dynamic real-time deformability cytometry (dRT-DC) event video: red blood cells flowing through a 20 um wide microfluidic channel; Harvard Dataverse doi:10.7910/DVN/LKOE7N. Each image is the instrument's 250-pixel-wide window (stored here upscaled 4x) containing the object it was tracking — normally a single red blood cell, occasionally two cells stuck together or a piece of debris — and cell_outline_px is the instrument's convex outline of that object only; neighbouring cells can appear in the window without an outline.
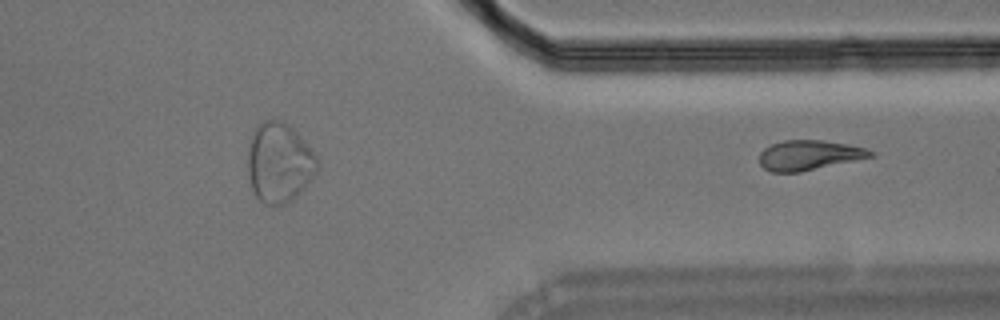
{"species": "Egyptian fruit bat (a non-hibernating species)", "species_latin": "Rousettus aegyptiacus", "temperature_condition": "room temperature", "stored_images_in_passage": 27, "segment_of_instrument_passage": [2, 2], "camera_frame_rate_fps": 3000, "um_per_image_px": 0.085, "animal": {"sex": "male"}, "frame": {"image": 1, "passage_image": 27, "time_ms": 8.667, "image_size_px": [1000, 320], "cell_outline_px": [[876, 156], [800, 172], [772, 172], [764, 168], [760, 164], [760, 152], [764, 148], [772, 144], [784, 140], [824, 140], [848, 144], [864, 148], [872, 152]], "centroid_in_image_um": [68.77, 13.19], "position_along_channel_um": 342.6, "area_um2": 19.31}}